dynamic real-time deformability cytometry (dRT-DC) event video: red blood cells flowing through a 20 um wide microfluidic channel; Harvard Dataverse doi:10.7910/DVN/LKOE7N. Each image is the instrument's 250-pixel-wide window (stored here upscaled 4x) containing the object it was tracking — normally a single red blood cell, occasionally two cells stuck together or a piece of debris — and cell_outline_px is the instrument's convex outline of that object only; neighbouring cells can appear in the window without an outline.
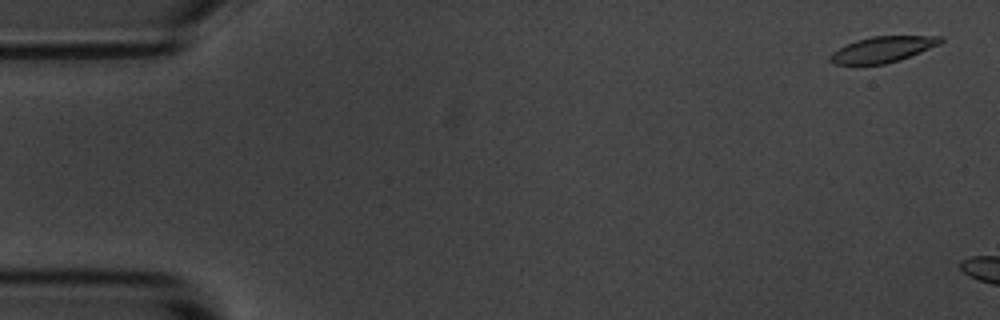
{"species": "common noctule bat (a hibernating species)", "species_latin": "Nyctalus noctula", "temperature_condition": "room temperature", "stored_images_in_passage": 3, "camera_frame_rate_fps": 3000, "um_per_image_px": 0.085, "animal": {"sex": "male", "body_mass_g": 20.1, "forearm_length_mm": 53.5}, "frame": {"image": 1, "passage_image": 1, "time_ms": 0.0, "image_size_px": [1000, 320], "cell_outline_px": [[944, 40], [940, 44], [900, 60], [884, 64], [836, 64], [828, 60], [828, 56], [832, 52], [844, 44], [856, 40], [872, 36], [944, 36]], "centroid_in_image_um": [75.0, 4.19], "position_along_channel_um": 10.0, "area_um2": 16.7}}